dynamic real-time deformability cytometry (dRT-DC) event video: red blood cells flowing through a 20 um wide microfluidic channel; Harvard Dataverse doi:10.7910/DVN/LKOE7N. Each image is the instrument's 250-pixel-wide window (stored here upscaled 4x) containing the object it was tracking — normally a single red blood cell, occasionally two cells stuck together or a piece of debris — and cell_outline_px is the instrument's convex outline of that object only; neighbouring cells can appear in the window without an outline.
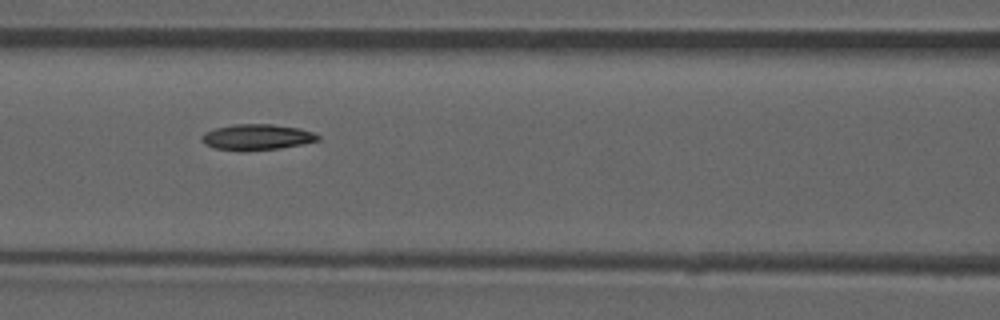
{"species": "common noctule bat (a hibernating species)", "species_latin": "Nyctalus noctula", "temperature_condition": "room temperature", "stored_images_in_passage": 52, "camera_frame_rate_fps": 3000, "um_per_image_px": 0.085, "animal": {"sex": "male", "forearm_length_mm": 52.5}, "frame": {"image": 1, "passage_image": 23, "time_ms": 7.333, "image_size_px": [1000, 320], "cell_outline_px": [[320, 140], [304, 144], [280, 148], [244, 152], [216, 148], [204, 144], [200, 140], [200, 136], [204, 132], [216, 128], [232, 124], [272, 124], [300, 128], [312, 132], [320, 136]], "centroid_in_image_um": [21.82, 11.66], "position_along_channel_um": 144.8, "area_um2": 17.8}, "authors_computed_cell_mechanics": {"area_um2": 17.7157, "velocity_mm_per_s": 3.9346, "shape_relaxation_time_tau1_ms": null, "shape_relaxation_time_tau2_ms": 6.1192, "deformation_change_tau1": null, "deformation_change_tau2": 0.1075}}